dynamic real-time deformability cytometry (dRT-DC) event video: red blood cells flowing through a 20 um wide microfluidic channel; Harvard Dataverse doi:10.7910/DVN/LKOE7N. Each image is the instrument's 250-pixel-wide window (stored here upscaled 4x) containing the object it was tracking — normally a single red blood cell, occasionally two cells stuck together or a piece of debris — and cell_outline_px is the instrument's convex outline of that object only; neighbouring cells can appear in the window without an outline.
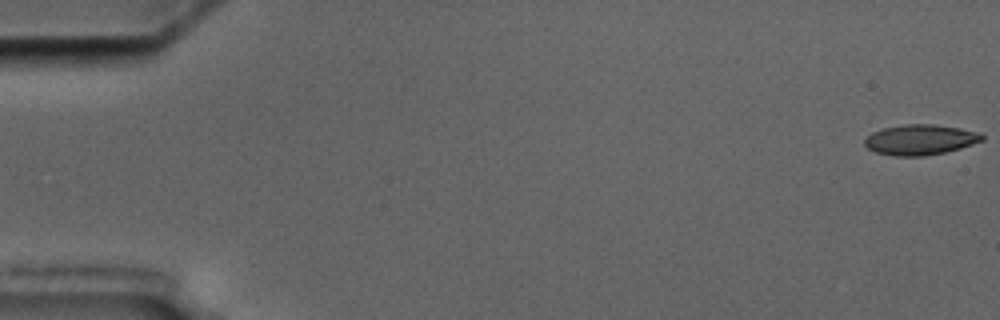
{"species": "common noctule bat (a hibernating species)", "species_latin": "Nyctalus noctula", "temperature_condition": "cold", "stored_images_in_passage": 5, "camera_frame_rate_fps": 3000, "um_per_image_px": 0.085, "animal": {"sex": "male", "body_mass_g": 17.5, "forearm_length_mm": 52.3}, "frame": {"image": 1, "passage_image": 1, "time_ms": 0.0, "image_size_px": [1000, 320], "cell_outline_px": [[984, 140], [960, 148], [944, 152], [924, 156], [896, 156], [876, 152], [868, 148], [864, 144], [864, 140], [872, 132], [884, 128], [904, 124], [932, 124], [960, 128], [980, 132], [984, 136]], "centroid_in_image_um": [78.23, 11.87], "position_along_channel_um": 6.8, "area_um2": 20.69}}
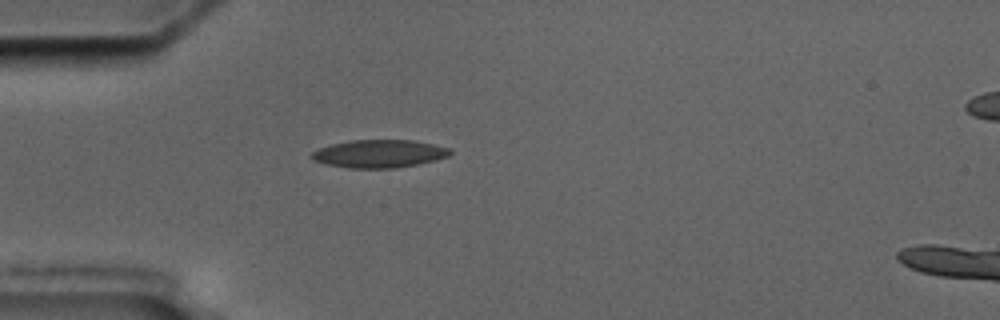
{"frame": {"image": 2, "passage_image": 5, "time_ms": 5.333, "image_size_px": [1000, 320], "cell_outline_px": [[452, 152], [448, 156], [436, 160], [396, 168], [348, 168], [324, 164], [312, 160], [312, 152], [320, 148], [332, 144], [352, 140], [412, 140], [452, 148]], "centroid_in_image_um": [32.24, 13.07], "position_along_channel_um": 52.8, "area_um2": 22.48}}